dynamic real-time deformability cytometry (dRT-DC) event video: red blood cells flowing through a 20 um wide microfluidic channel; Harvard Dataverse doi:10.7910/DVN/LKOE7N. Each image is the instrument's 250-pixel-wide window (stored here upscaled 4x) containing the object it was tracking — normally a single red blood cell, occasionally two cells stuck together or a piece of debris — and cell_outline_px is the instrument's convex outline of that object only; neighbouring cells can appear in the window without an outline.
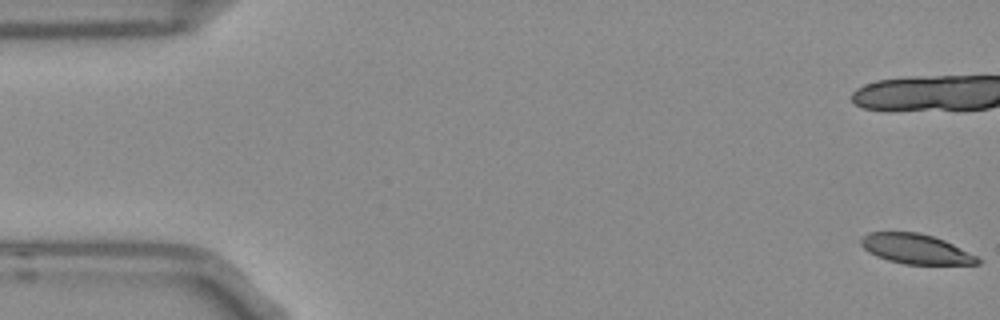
{"species": "Egyptian fruit bat (a non-hibernating species)", "species_latin": "Rousettus aegyptiacus", "temperature_condition": "room temperature", "stored_images_in_passage": 16, "camera_frame_rate_fps": 3000, "um_per_image_px": 0.085, "frame": {"image": 1, "passage_image": 1, "time_ms": 0.0, "image_size_px": [1000, 320], "cell_outline_px": [[980, 264], [904, 264], [888, 260], [876, 256], [868, 252], [860, 244], [860, 240], [868, 232], [920, 232], [944, 240], [976, 256], [980, 260]], "centroid_in_image_um": [77.81, 21.16], "position_along_channel_um": 7.2, "area_um2": 20.11}}